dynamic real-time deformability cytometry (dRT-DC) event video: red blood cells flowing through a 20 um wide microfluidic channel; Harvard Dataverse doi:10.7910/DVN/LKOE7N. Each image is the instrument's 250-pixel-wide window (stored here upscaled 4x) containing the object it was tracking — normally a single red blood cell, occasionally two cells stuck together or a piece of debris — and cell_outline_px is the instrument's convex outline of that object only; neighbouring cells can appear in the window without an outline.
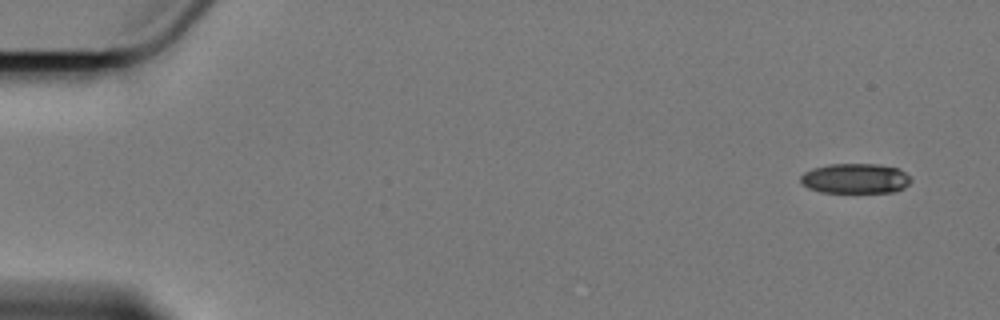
{"species": "Egyptian fruit bat (a non-hibernating species)", "species_latin": "Rousettus aegyptiacus", "temperature_condition": "cold", "stored_images_in_passage": 6, "camera_frame_rate_fps": 3000, "um_per_image_px": 0.085, "animal": {"sex": "female"}, "frame": {"image": 1, "passage_image": 1, "time_ms": 0.0, "image_size_px": [1000, 320], "cell_outline_px": [[912, 180], [904, 188], [896, 192], [820, 192], [808, 188], [800, 184], [800, 176], [804, 172], [812, 168], [828, 164], [880, 164], [900, 168]], "centroid_in_image_um": [72.68, 15.17], "position_along_channel_um": 12.3, "area_um2": 19.54}}
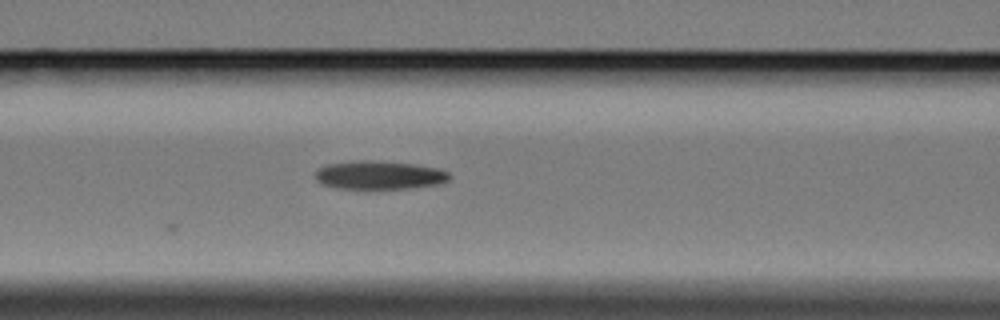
{"frame": {"image": 2, "passage_image": 6, "time_ms": 7.333, "image_size_px": [1000, 320], "cell_outline_px": [[452, 176], [448, 180], [440, 184], [408, 188], [336, 188], [320, 184], [316, 180], [316, 168], [328, 164], [352, 160], [372, 160], [412, 164], [440, 168], [448, 172]], "centroid_in_image_um": [32.22, 14.87], "position_along_channel_um": 134.4, "area_um2": 22.37}}